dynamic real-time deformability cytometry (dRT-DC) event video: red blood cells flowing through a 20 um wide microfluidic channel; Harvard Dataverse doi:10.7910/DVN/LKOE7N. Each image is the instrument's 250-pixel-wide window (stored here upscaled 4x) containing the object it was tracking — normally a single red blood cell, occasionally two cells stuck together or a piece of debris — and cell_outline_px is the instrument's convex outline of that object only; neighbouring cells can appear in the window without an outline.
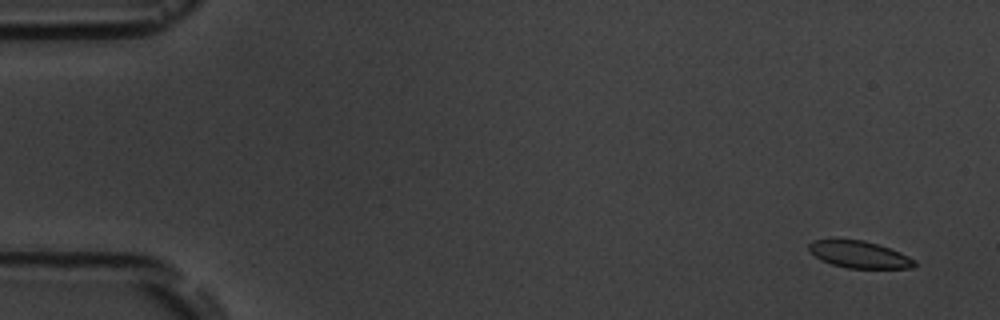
{"species": "common noctule bat (a hibernating species)", "species_latin": "Nyctalus noctula", "temperature_condition": "room temperature", "stored_images_in_passage": 6, "camera_frame_rate_fps": 3000, "um_per_image_px": 0.085, "animal": {"sex": "male", "body_mass_g": 19.5, "forearm_length_mm": 54.6}, "frame": {"image": 1, "passage_image": 2, "time_ms": 1.0, "image_size_px": [1000, 320], "cell_outline_px": [[916, 264], [912, 268], [848, 268], [832, 264], [820, 260], [808, 252], [808, 244], [812, 240], [864, 240], [900, 252], [916, 260]], "centroid_in_image_um": [73.01, 21.64], "position_along_channel_um": 12.0, "area_um2": 16.53}}
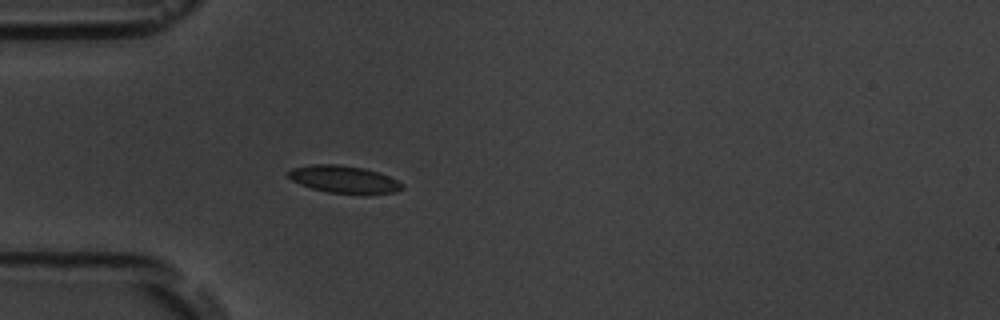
{"frame": {"image": 2, "passage_image": 6, "time_ms": 5.667, "image_size_px": [1000, 320], "cell_outline_px": [[404, 188], [396, 192], [328, 192], [312, 188], [300, 184], [292, 180], [288, 176], [288, 172], [292, 168], [312, 164], [336, 164], [364, 168], [380, 172], [404, 184]], "centroid_in_image_um": [29.21, 15.21], "position_along_channel_um": 55.8, "area_um2": 17.63}}